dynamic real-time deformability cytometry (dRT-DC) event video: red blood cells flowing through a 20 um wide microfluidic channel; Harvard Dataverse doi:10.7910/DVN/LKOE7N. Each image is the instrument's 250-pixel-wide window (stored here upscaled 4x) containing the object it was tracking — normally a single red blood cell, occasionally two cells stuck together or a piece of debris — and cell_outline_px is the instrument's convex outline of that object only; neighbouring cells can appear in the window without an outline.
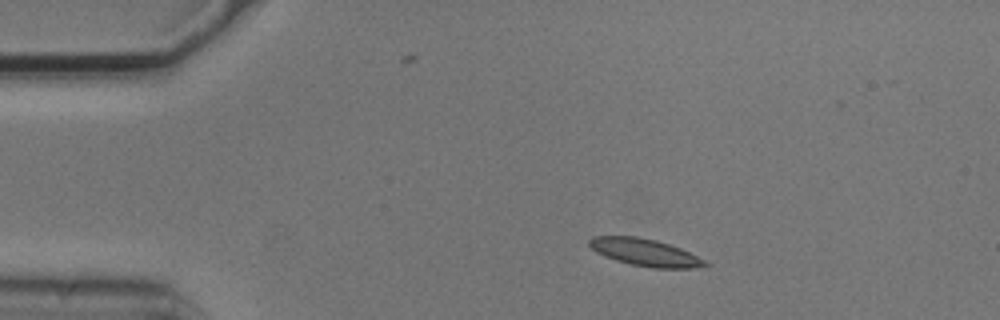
{"species": "common noctule bat (a hibernating species)", "species_latin": "Nyctalus noctula", "temperature_condition": "cold", "stored_images_in_passage": 9, "camera_frame_rate_fps": 3000, "um_per_image_px": 0.085, "animal": {"sex": "male", "body_mass_g": 20.5, "forearm_length_mm": 52.5}, "frame": {"image": 1, "passage_image": 1, "time_ms": 0.0, "image_size_px": [1000, 320], "cell_outline_px": [[712, 264], [692, 268], [652, 268], [632, 264], [616, 260], [604, 256], [596, 252], [588, 244], [588, 240], [592, 236], [636, 236], [656, 240], [680, 248]], "centroid_in_image_um": [54.79, 21.45], "position_along_channel_um": 30.2, "area_um2": 18.21}}
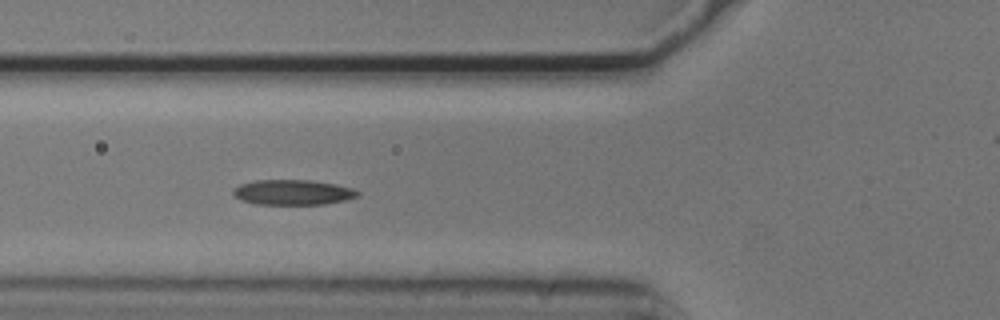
{"frame": {"image": 2, "passage_image": 4, "time_ms": 1.0, "image_size_px": [1000, 320], "cell_outline_px": [[360, 196], [344, 200], [324, 204], [252, 204], [240, 200], [232, 192], [232, 188], [240, 184], [256, 180], [312, 180], [336, 184], [352, 188], [360, 192]], "centroid_in_image_um": [24.88, 16.34], "position_along_channel_um": 100.9, "area_um2": 18.38}}
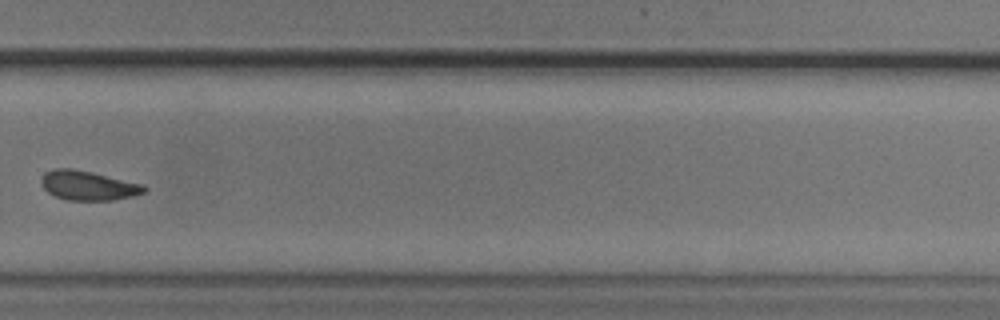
{"frame": {"image": 3, "passage_image": 9, "time_ms": 2.667, "image_size_px": [1000, 320], "cell_outline_px": [[148, 188], [144, 192], [132, 196], [112, 200], [68, 200], [56, 196], [48, 192], [40, 184], [40, 180], [44, 172], [56, 168], [72, 168], [92, 172], [144, 184]], "centroid_in_image_um": [7.48, 15.76], "position_along_channel_um": 322.3, "area_um2": 17.69}}